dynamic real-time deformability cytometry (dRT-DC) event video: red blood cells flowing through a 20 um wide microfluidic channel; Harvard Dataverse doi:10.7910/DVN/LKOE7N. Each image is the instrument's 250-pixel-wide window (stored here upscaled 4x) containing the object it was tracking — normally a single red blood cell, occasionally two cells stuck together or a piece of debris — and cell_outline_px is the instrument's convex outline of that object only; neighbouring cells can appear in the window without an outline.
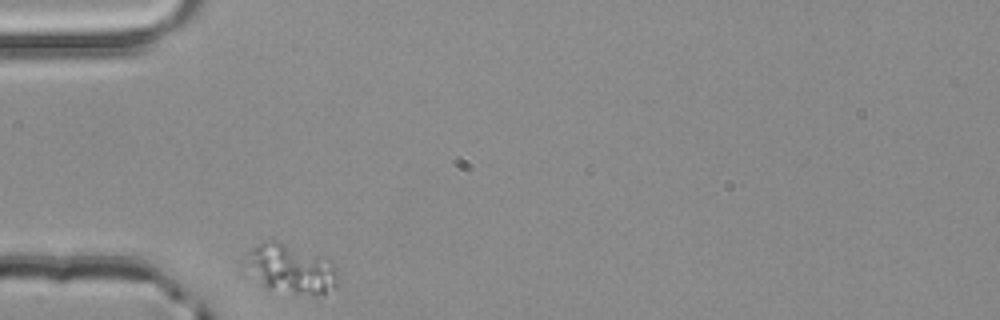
{"species": "common noctule bat (a hibernating species)", "species_latin": "Nyctalus noctula", "temperature_condition": "room temperature", "stored_images_in_passage": 3, "camera_frame_rate_fps": 3000, "um_per_image_px": 0.085, "animal": {"sex": "male", "body_mass_g": 20.4}, "frame": {"image": 1, "passage_image": 1, "time_ms": 0.0, "image_size_px": [1000, 320], "cell_outline_px": [[336, 288], [324, 292], [296, 292], [268, 288], [264, 284], [248, 260], [248, 252], [252, 248], [264, 240], [280, 240], [332, 260], [336, 268]], "centroid_in_image_um": [24.82, 22.76], "position_along_channel_um": 60.2, "area_um2": 24.91}}
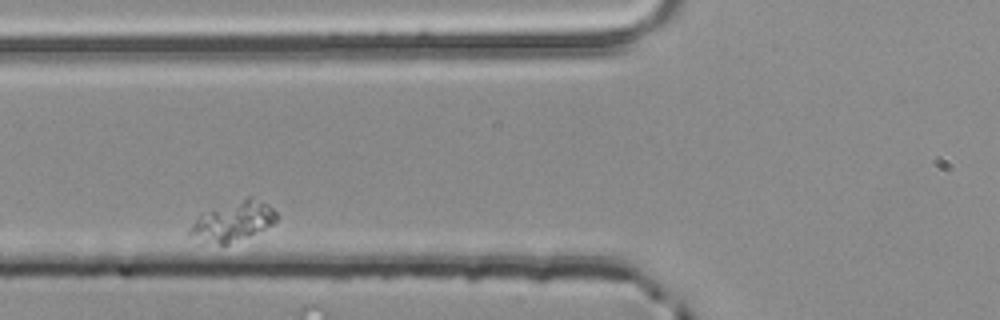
{"frame": {"image": 2, "passage_image": 2, "time_ms": 0.333, "image_size_px": [1000, 320], "cell_outline_px": [[276, 220], [272, 224], [248, 236], [228, 244], [200, 244], [188, 236], [188, 228], [200, 212], [248, 196], [252, 196], [268, 204], [276, 212]], "centroid_in_image_um": [19.69, 18.82], "position_along_channel_um": 106.1, "area_um2": 20.52}}
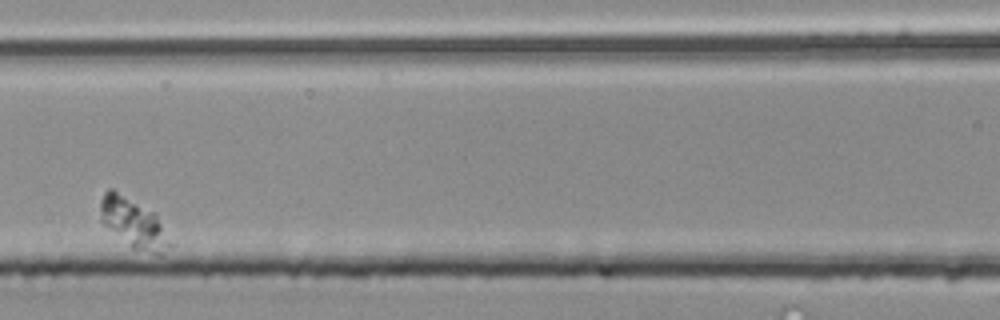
{"frame": {"image": 3, "passage_image": 3, "time_ms": 0.667, "image_size_px": [1000, 320], "cell_outline_px": [[172, 244], [160, 256], [132, 248], [104, 224], [100, 220], [100, 200], [104, 192], [108, 188], [112, 188], [156, 212]], "centroid_in_image_um": [11.36, 18.94], "position_along_channel_um": 155.2, "area_um2": 20.29}}